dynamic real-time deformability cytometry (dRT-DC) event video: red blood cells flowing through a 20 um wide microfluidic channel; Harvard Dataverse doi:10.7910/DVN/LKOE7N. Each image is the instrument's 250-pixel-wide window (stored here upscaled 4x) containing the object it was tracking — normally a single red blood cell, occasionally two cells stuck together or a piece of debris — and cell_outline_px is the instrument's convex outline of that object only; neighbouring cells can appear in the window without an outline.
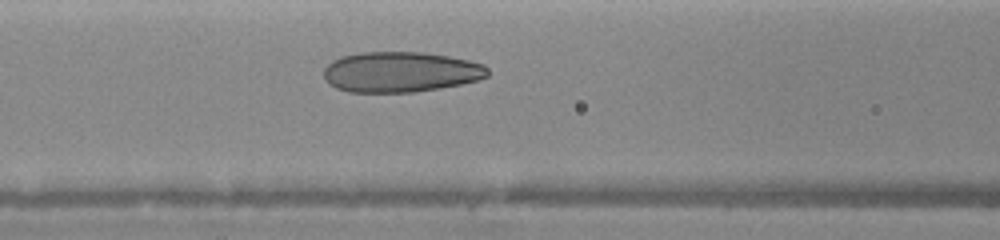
{"species": "human", "species_latin": "Homo sapiens", "temperature_condition": "warm", "stored_images_in_passage": 6, "camera_frame_rate_fps": 3000, "um_per_image_px": 0.085, "donor": {"sex": "female"}, "frame": {"image": 1, "passage_image": 6, "time_ms": 3.333, "image_size_px": [1000, 240], "cell_outline_px": [[488, 76], [476, 80], [460, 84], [440, 88], [412, 92], [348, 92], [336, 88], [328, 84], [324, 76], [324, 68], [332, 60], [340, 56], [360, 52], [424, 52], [448, 56], [468, 60], [484, 64], [488, 68]], "centroid_in_image_um": [34.02, 6.11], "position_along_channel_um": 132.6, "area_um2": 38.78}}